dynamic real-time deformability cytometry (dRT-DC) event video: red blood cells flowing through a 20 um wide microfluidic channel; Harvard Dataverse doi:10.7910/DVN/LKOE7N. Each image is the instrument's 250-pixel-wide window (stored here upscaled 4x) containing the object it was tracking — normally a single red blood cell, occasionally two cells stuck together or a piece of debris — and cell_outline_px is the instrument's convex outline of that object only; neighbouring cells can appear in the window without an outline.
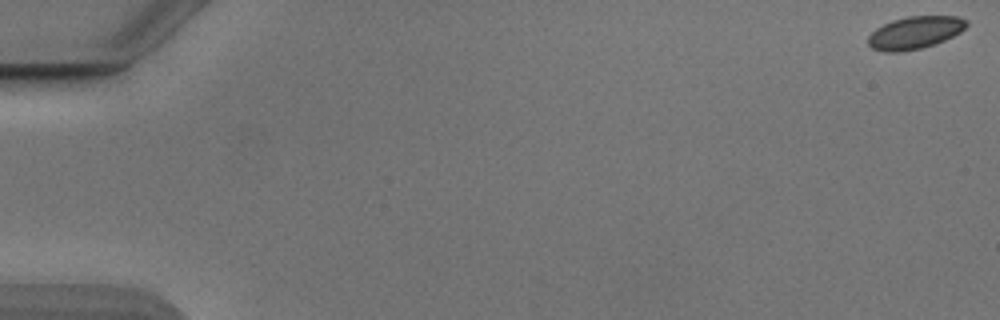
{"species": "Egyptian fruit bat (a non-hibernating species)", "species_latin": "Rousettus aegyptiacus", "temperature_condition": "cold", "stored_images_in_passage": 16, "camera_frame_rate_fps": 3000, "um_per_image_px": 0.085, "animal": {"sex": "male"}, "frame": {"image": 1, "passage_image": 1, "time_ms": 0.0, "image_size_px": [1000, 320], "cell_outline_px": [[968, 24], [960, 32], [944, 40], [920, 48], [900, 52], [884, 52], [872, 48], [868, 44], [868, 36], [876, 28], [892, 20], [908, 16], [956, 16], [968, 20]], "centroid_in_image_um": [77.75, 2.77], "position_along_channel_um": 7.3, "area_um2": 18.5}}
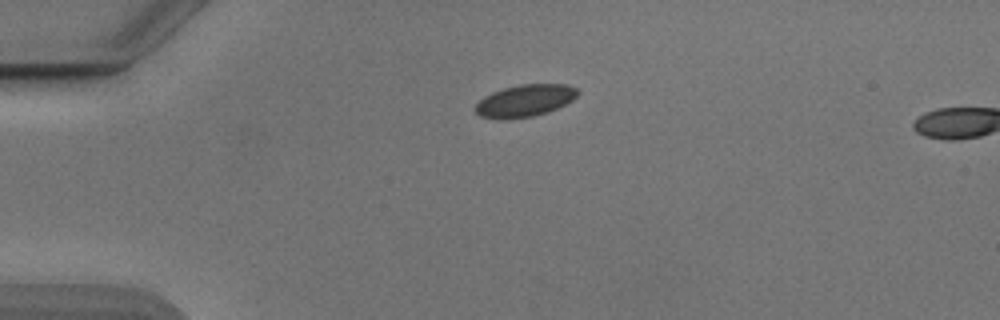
{"frame": {"image": 2, "passage_image": 14, "time_ms": 4.333, "image_size_px": [1000, 320], "cell_outline_px": [[580, 92], [572, 100], [548, 112], [532, 116], [504, 120], [500, 120], [480, 116], [472, 108], [484, 96], [492, 92], [504, 88], [520, 84], [568, 84], [576, 88]], "centroid_in_image_um": [44.59, 8.56], "position_along_channel_um": 40.4, "area_um2": 19.25}}